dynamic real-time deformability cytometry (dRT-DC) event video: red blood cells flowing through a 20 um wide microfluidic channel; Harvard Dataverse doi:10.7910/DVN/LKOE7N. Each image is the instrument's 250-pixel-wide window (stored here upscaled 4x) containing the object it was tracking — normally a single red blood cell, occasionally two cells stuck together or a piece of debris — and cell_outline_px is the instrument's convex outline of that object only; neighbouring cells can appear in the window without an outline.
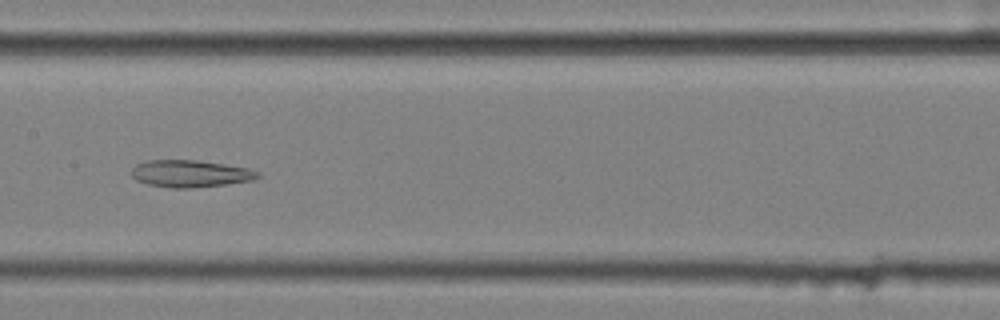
{"species": "common noctule bat (a hibernating species)", "species_latin": "Nyctalus noctula", "temperature_condition": "cold", "stored_images_in_passage": 59, "segment_of_instrument_passage": [2, 3], "camera_frame_rate_fps": 3000, "um_per_image_px": 0.085, "animal": {"sex": "female", "body_mass_g": 25.1}, "frame": {"image": 1, "passage_image": 30, "time_ms": 9.667, "image_size_px": [1000, 320], "cell_outline_px": [[260, 176], [252, 180], [224, 184], [192, 188], [168, 188], [148, 184], [136, 180], [132, 176], [132, 168], [136, 164], [148, 160], [196, 160], [224, 164], [248, 168], [260, 172]], "centroid_in_image_um": [16.16, 14.76], "position_along_channel_um": 191.2, "area_um2": 19.88}}
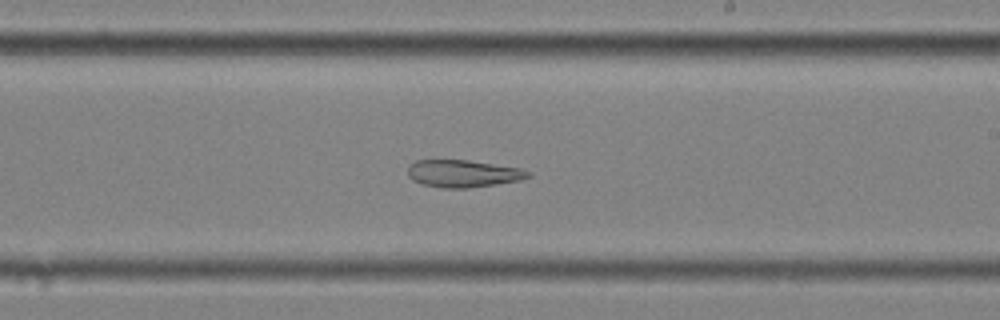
{"frame": {"image": 2, "passage_image": 35, "time_ms": 11.333, "image_size_px": [1000, 320], "cell_outline_px": [[532, 176], [520, 180], [496, 184], [468, 188], [440, 188], [424, 184], [412, 180], [408, 176], [408, 168], [416, 160], [468, 160], [520, 168], [532, 172]], "centroid_in_image_um": [39.39, 14.75], "position_along_channel_um": 249.6, "area_um2": 19.13}}
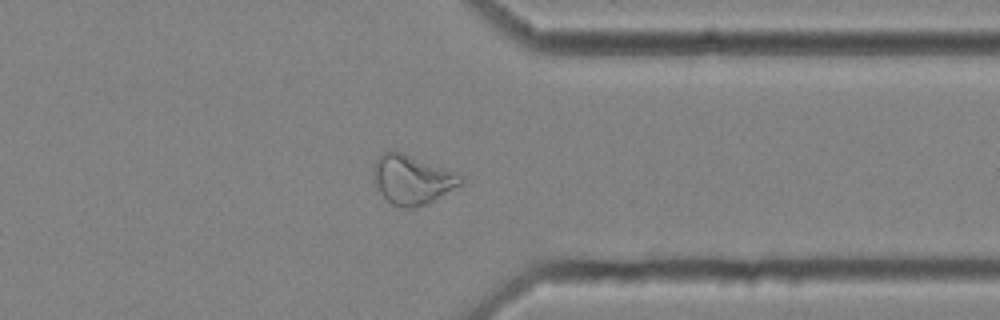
{"frame": {"image": 3, "passage_image": 46, "time_ms": 15.0, "image_size_px": [1000, 320], "cell_outline_px": [[464, 180], [460, 184], [428, 204], [416, 208], [404, 208], [392, 204], [376, 188], [372, 176], [372, 168], [376, 160], [384, 152], [404, 152], [460, 172], [464, 176]], "centroid_in_image_um": [35.06, 15.25], "position_along_channel_um": 376.3, "area_um2": 25.49}}